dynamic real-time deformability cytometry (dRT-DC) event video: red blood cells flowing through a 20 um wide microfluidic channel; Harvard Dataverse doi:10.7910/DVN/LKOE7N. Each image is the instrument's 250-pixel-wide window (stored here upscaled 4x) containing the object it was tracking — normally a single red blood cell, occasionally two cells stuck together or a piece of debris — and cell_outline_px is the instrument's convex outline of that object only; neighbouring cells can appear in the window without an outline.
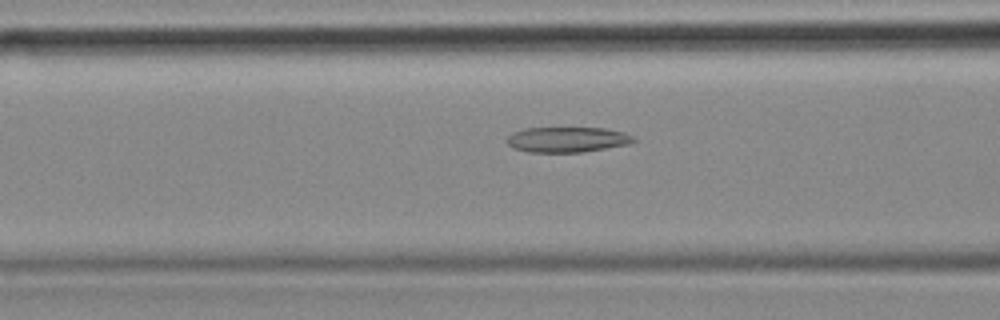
{"species": "common noctule bat (a hibernating species)", "species_latin": "Nyctalus noctula", "temperature_condition": "cold", "stored_images_in_passage": 55, "camera_frame_rate_fps": 3000, "um_per_image_px": 0.085, "animal": {"sex": "female", "body_mass_g": 18.4}, "frame": {"image": 1, "passage_image": 21, "time_ms": 6.667, "image_size_px": [1000, 320], "cell_outline_px": [[636, 140], [628, 144], [584, 152], [528, 152], [512, 148], [504, 140], [512, 132], [524, 128], [604, 128], [624, 132], [632, 136]], "centroid_in_image_um": [48.16, 11.86], "position_along_channel_um": 118.4, "area_um2": 18.79}}
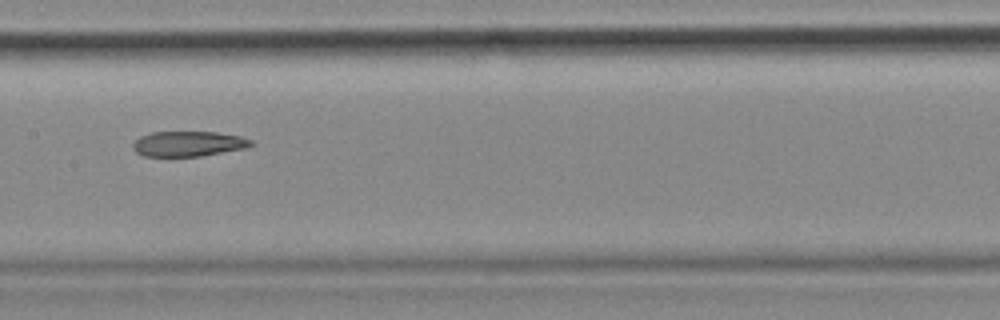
{"frame": {"image": 2, "passage_image": 27, "time_ms": 8.667, "image_size_px": [1000, 320], "cell_outline_px": [[256, 144], [248, 148], [200, 156], [144, 156], [136, 152], [132, 148], [132, 144], [140, 136], [152, 132], [216, 132], [240, 136], [252, 140]], "centroid_in_image_um": [16.04, 12.22], "position_along_channel_um": 191.4, "area_um2": 17.46}}
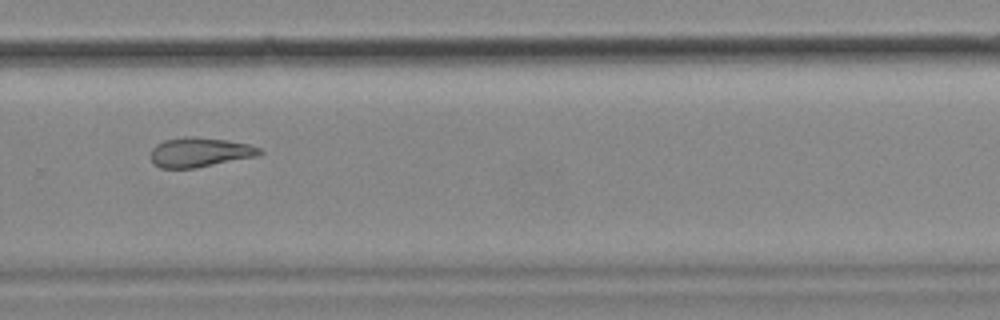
{"frame": {"image": 3, "passage_image": 37, "time_ms": 12.0, "image_size_px": [1000, 320], "cell_outline_px": [[264, 152], [260, 156], [196, 168], [160, 168], [152, 160], [152, 148], [156, 144], [164, 140], [184, 136], [196, 136], [228, 140], [248, 144], [260, 148]], "centroid_in_image_um": [17.03, 12.93], "position_along_channel_um": 312.8, "area_um2": 18.96}, "authors_computed_cell_mechanics": {"area_um2": 20.808, "velocity_mm_per_s": 3.6552, "shape_relaxation_time_tau1_ms": null, "shape_relaxation_time_tau2_ms": 8.4824, "deformation_change_tau1": null, "deformation_change_tau2": 0.1894}}